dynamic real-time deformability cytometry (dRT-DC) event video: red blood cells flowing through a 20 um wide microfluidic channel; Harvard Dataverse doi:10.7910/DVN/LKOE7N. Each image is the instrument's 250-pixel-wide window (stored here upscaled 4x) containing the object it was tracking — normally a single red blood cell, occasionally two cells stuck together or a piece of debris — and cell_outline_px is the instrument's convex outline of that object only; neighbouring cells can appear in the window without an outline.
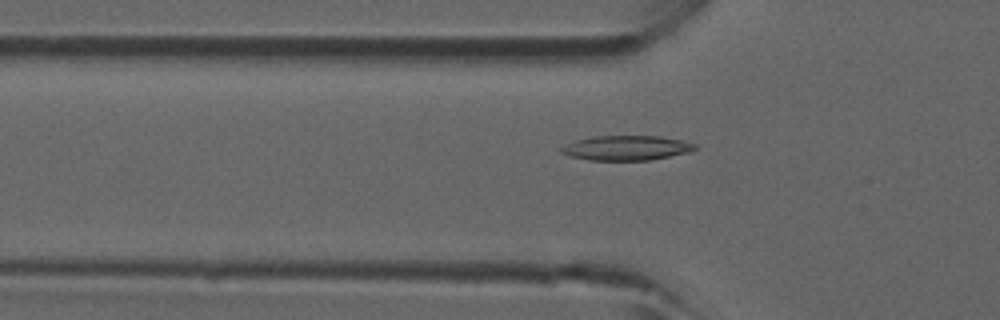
{"species": "common noctule bat (a hibernating species)", "species_latin": "Nyctalus noctula", "temperature_condition": "room temperature", "stored_images_in_passage": 46, "camera_frame_rate_fps": 3000, "um_per_image_px": 0.085, "animal": {"sex": "male", "forearm_length_mm": 52.5}, "frame": {"image": 1, "passage_image": 15, "time_ms": 4.667, "image_size_px": [1000, 320], "cell_outline_px": [[696, 148], [692, 152], [652, 160], [592, 160], [572, 156], [560, 152], [560, 148], [576, 140], [596, 136], [660, 136], [680, 140], [696, 144]], "centroid_in_image_um": [53.31, 12.58], "position_along_channel_um": 72.5, "area_um2": 19.13}}
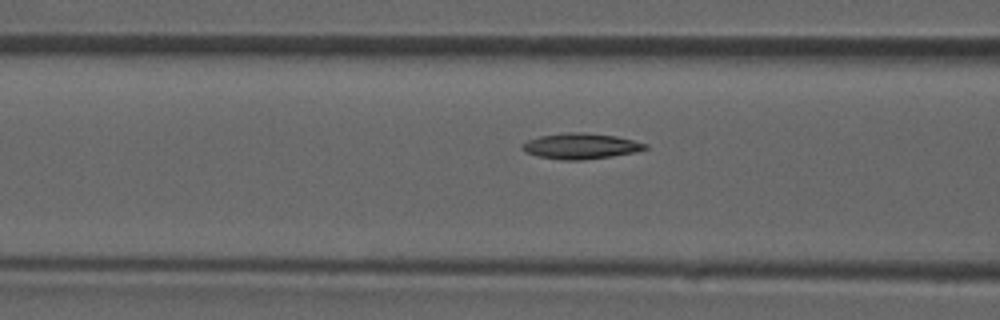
{"frame": {"image": 2, "passage_image": 18, "time_ms": 5.667, "image_size_px": [1000, 320], "cell_outline_px": [[648, 148], [636, 152], [612, 156], [584, 160], [560, 160], [536, 156], [524, 152], [520, 148], [520, 144], [528, 140], [540, 136], [564, 132], [584, 132], [616, 136], [648, 144]], "centroid_in_image_um": [49.32, 12.42], "position_along_channel_um": 117.3, "area_um2": 18.67}}
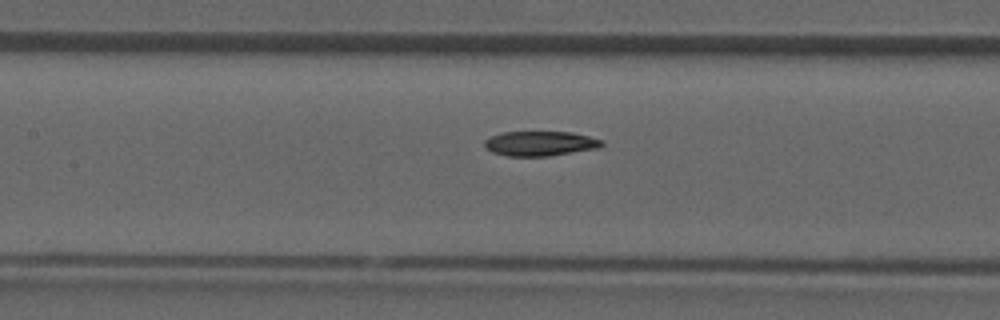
{"frame": {"image": 3, "passage_image": 21, "time_ms": 6.667, "image_size_px": [1000, 320], "cell_outline_px": [[604, 144], [600, 148], [548, 156], [508, 156], [492, 152], [484, 148], [484, 140], [492, 136], [504, 132], [572, 132], [604, 140]], "centroid_in_image_um": [45.93, 12.2], "position_along_channel_um": 161.5, "area_um2": 16.99}}